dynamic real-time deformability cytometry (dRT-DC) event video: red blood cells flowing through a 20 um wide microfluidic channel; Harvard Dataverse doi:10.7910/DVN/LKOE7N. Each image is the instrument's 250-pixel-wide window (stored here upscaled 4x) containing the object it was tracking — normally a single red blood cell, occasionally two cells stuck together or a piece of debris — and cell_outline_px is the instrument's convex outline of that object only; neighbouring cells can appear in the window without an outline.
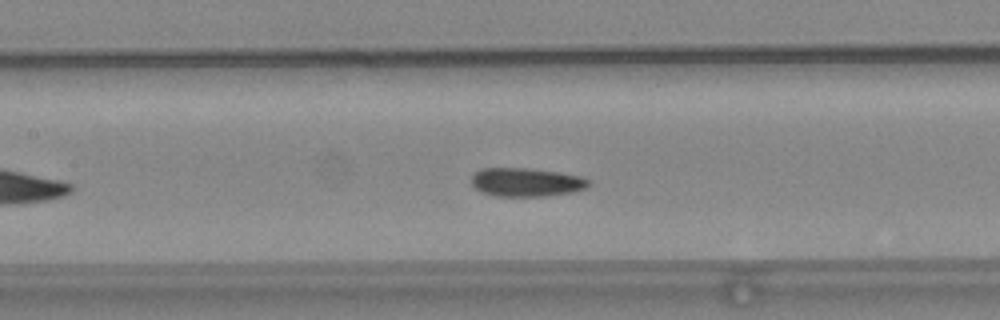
{"species": "common noctule bat (a hibernating species)", "species_latin": "Nyctalus noctula", "temperature_condition": "warm", "stored_images_in_passage": 46, "camera_frame_rate_fps": 3000, "um_per_image_px": 0.085, "animal": {"sex": "female", "body_mass_g": 24.6, "forearm_length_mm": 56.2}, "frame": {"image": 1, "passage_image": 15, "time_ms": 4.667, "image_size_px": [1000, 320], "cell_outline_px": [[592, 184], [588, 188], [572, 192], [548, 196], [496, 196], [484, 192], [476, 188], [472, 184], [472, 176], [480, 168], [528, 168], [560, 172], [584, 176]], "centroid_in_image_um": [44.81, 15.48], "position_along_channel_um": 162.6, "area_um2": 19.71}}
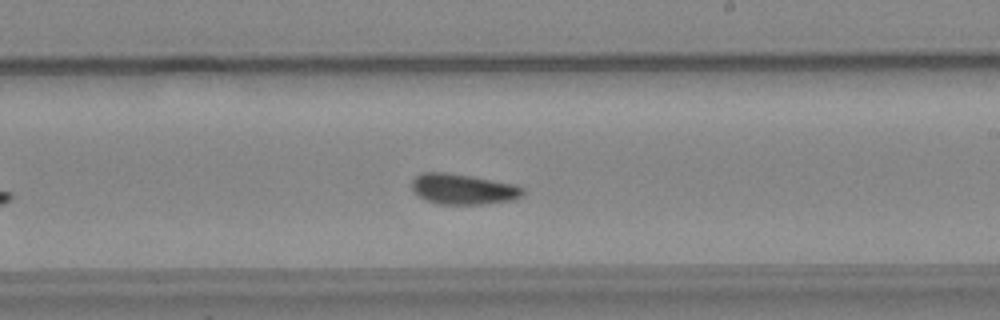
{"frame": {"image": 2, "passage_image": 22, "time_ms": 7.0, "image_size_px": [1000, 320], "cell_outline_px": [[524, 192], [520, 196], [512, 200], [484, 204], [436, 204], [424, 200], [412, 188], [412, 180], [420, 172], [444, 172], [472, 176], [512, 184], [524, 188]], "centroid_in_image_um": [39.33, 16.07], "position_along_channel_um": 249.7, "area_um2": 19.65}}
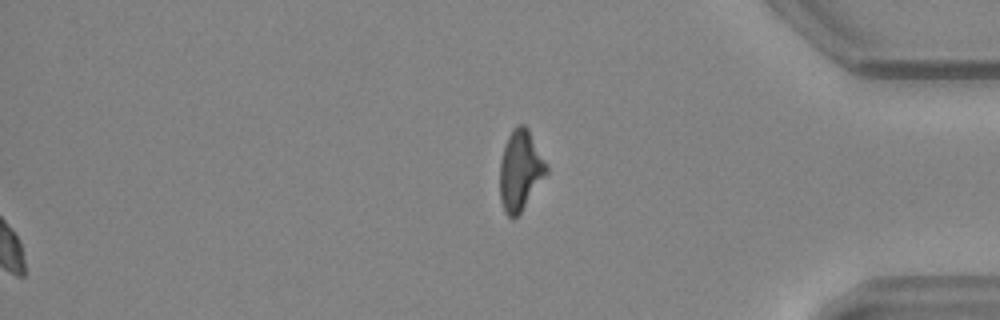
{"frame": {"image": 3, "passage_image": 46, "time_ms": 15.0, "image_size_px": [1000, 320], "cell_outline_px": [[548, 172], [520, 212], [512, 220], [504, 212], [500, 200], [500, 160], [504, 144], [512, 128], [516, 124], [524, 124], [528, 128], [548, 164]], "centroid_in_image_um": [44.21, 14.44], "position_along_channel_um": 391.0, "area_um2": 21.96}, "authors_computed_cell_mechanics": {"area_um2": 19.2474, "velocity_mm_per_s": 3.7462, "shape_relaxation_time_tau1_ms": 5.7251, "shape_relaxation_time_tau2_ms": 2.4921, "deformation_change_tau1": 0.1243, "deformation_change_tau2": 0.0789}}